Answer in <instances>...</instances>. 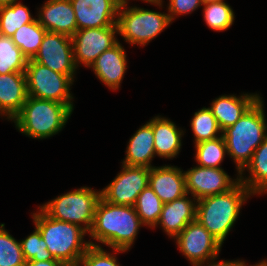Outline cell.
<instances>
[{
	"label": "cell",
	"instance_id": "13",
	"mask_svg": "<svg viewBox=\"0 0 267 266\" xmlns=\"http://www.w3.org/2000/svg\"><path fill=\"white\" fill-rule=\"evenodd\" d=\"M184 175L186 191L196 201L228 192L240 182L239 174L232 179L222 168L196 166L184 171Z\"/></svg>",
	"mask_w": 267,
	"mask_h": 266
},
{
	"label": "cell",
	"instance_id": "24",
	"mask_svg": "<svg viewBox=\"0 0 267 266\" xmlns=\"http://www.w3.org/2000/svg\"><path fill=\"white\" fill-rule=\"evenodd\" d=\"M46 32L47 30L35 19L22 25L11 38L22 53L28 59H32L38 52Z\"/></svg>",
	"mask_w": 267,
	"mask_h": 266
},
{
	"label": "cell",
	"instance_id": "7",
	"mask_svg": "<svg viewBox=\"0 0 267 266\" xmlns=\"http://www.w3.org/2000/svg\"><path fill=\"white\" fill-rule=\"evenodd\" d=\"M101 198V191L81 187L75 191L59 195L54 200L40 206L50 217L77 224L87 232L91 230L95 210ZM83 224V225H82Z\"/></svg>",
	"mask_w": 267,
	"mask_h": 266
},
{
	"label": "cell",
	"instance_id": "29",
	"mask_svg": "<svg viewBox=\"0 0 267 266\" xmlns=\"http://www.w3.org/2000/svg\"><path fill=\"white\" fill-rule=\"evenodd\" d=\"M190 123L195 138V144L222 136V130L209 108L203 107L195 112ZM220 132L221 135H219Z\"/></svg>",
	"mask_w": 267,
	"mask_h": 266
},
{
	"label": "cell",
	"instance_id": "30",
	"mask_svg": "<svg viewBox=\"0 0 267 266\" xmlns=\"http://www.w3.org/2000/svg\"><path fill=\"white\" fill-rule=\"evenodd\" d=\"M203 13L208 27L219 32L229 29L235 18L233 9L225 1L205 4Z\"/></svg>",
	"mask_w": 267,
	"mask_h": 266
},
{
	"label": "cell",
	"instance_id": "18",
	"mask_svg": "<svg viewBox=\"0 0 267 266\" xmlns=\"http://www.w3.org/2000/svg\"><path fill=\"white\" fill-rule=\"evenodd\" d=\"M28 97L25 72L0 74V114L12 120Z\"/></svg>",
	"mask_w": 267,
	"mask_h": 266
},
{
	"label": "cell",
	"instance_id": "38",
	"mask_svg": "<svg viewBox=\"0 0 267 266\" xmlns=\"http://www.w3.org/2000/svg\"><path fill=\"white\" fill-rule=\"evenodd\" d=\"M18 0H0V8L4 6L11 5L12 3L17 2Z\"/></svg>",
	"mask_w": 267,
	"mask_h": 266
},
{
	"label": "cell",
	"instance_id": "3",
	"mask_svg": "<svg viewBox=\"0 0 267 266\" xmlns=\"http://www.w3.org/2000/svg\"><path fill=\"white\" fill-rule=\"evenodd\" d=\"M32 216L53 258L66 266H78L90 246V242L83 239L88 232L77 224L50 217L40 206L39 212Z\"/></svg>",
	"mask_w": 267,
	"mask_h": 266
},
{
	"label": "cell",
	"instance_id": "1",
	"mask_svg": "<svg viewBox=\"0 0 267 266\" xmlns=\"http://www.w3.org/2000/svg\"><path fill=\"white\" fill-rule=\"evenodd\" d=\"M142 225L134 206L114 205L100 198L88 233L93 240L123 253L134 244Z\"/></svg>",
	"mask_w": 267,
	"mask_h": 266
},
{
	"label": "cell",
	"instance_id": "25",
	"mask_svg": "<svg viewBox=\"0 0 267 266\" xmlns=\"http://www.w3.org/2000/svg\"><path fill=\"white\" fill-rule=\"evenodd\" d=\"M33 18L27 6L20 2L0 8V35L12 37L22 25L31 23Z\"/></svg>",
	"mask_w": 267,
	"mask_h": 266
},
{
	"label": "cell",
	"instance_id": "16",
	"mask_svg": "<svg viewBox=\"0 0 267 266\" xmlns=\"http://www.w3.org/2000/svg\"><path fill=\"white\" fill-rule=\"evenodd\" d=\"M187 196L188 193L176 200L163 203L159 220L153 228L160 224L168 236L175 238L189 223L194 221L197 201Z\"/></svg>",
	"mask_w": 267,
	"mask_h": 266
},
{
	"label": "cell",
	"instance_id": "26",
	"mask_svg": "<svg viewBox=\"0 0 267 266\" xmlns=\"http://www.w3.org/2000/svg\"><path fill=\"white\" fill-rule=\"evenodd\" d=\"M162 206L163 202L148 185L138 195L134 208L141 222L153 228L159 220Z\"/></svg>",
	"mask_w": 267,
	"mask_h": 266
},
{
	"label": "cell",
	"instance_id": "5",
	"mask_svg": "<svg viewBox=\"0 0 267 266\" xmlns=\"http://www.w3.org/2000/svg\"><path fill=\"white\" fill-rule=\"evenodd\" d=\"M72 111L67 104L28 96L21 111L12 120L21 133L45 139L64 128Z\"/></svg>",
	"mask_w": 267,
	"mask_h": 266
},
{
	"label": "cell",
	"instance_id": "17",
	"mask_svg": "<svg viewBox=\"0 0 267 266\" xmlns=\"http://www.w3.org/2000/svg\"><path fill=\"white\" fill-rule=\"evenodd\" d=\"M148 185L163 203L187 194L184 172L175 166L165 165L150 168Z\"/></svg>",
	"mask_w": 267,
	"mask_h": 266
},
{
	"label": "cell",
	"instance_id": "15",
	"mask_svg": "<svg viewBox=\"0 0 267 266\" xmlns=\"http://www.w3.org/2000/svg\"><path fill=\"white\" fill-rule=\"evenodd\" d=\"M38 14L37 21L49 32L72 37L78 30L70 0H47Z\"/></svg>",
	"mask_w": 267,
	"mask_h": 266
},
{
	"label": "cell",
	"instance_id": "10",
	"mask_svg": "<svg viewBox=\"0 0 267 266\" xmlns=\"http://www.w3.org/2000/svg\"><path fill=\"white\" fill-rule=\"evenodd\" d=\"M116 33L117 25L77 30L71 37L76 66L84 64L90 68L103 52L119 42Z\"/></svg>",
	"mask_w": 267,
	"mask_h": 266
},
{
	"label": "cell",
	"instance_id": "21",
	"mask_svg": "<svg viewBox=\"0 0 267 266\" xmlns=\"http://www.w3.org/2000/svg\"><path fill=\"white\" fill-rule=\"evenodd\" d=\"M148 123L153 128L156 155L168 159L177 156L182 146L183 130L177 128L174 122L160 116L154 117Z\"/></svg>",
	"mask_w": 267,
	"mask_h": 266
},
{
	"label": "cell",
	"instance_id": "14",
	"mask_svg": "<svg viewBox=\"0 0 267 266\" xmlns=\"http://www.w3.org/2000/svg\"><path fill=\"white\" fill-rule=\"evenodd\" d=\"M77 29L103 28L117 25L119 0H70Z\"/></svg>",
	"mask_w": 267,
	"mask_h": 266
},
{
	"label": "cell",
	"instance_id": "8",
	"mask_svg": "<svg viewBox=\"0 0 267 266\" xmlns=\"http://www.w3.org/2000/svg\"><path fill=\"white\" fill-rule=\"evenodd\" d=\"M28 96L69 105L72 109L70 86L74 79L28 59L25 69Z\"/></svg>",
	"mask_w": 267,
	"mask_h": 266
},
{
	"label": "cell",
	"instance_id": "20",
	"mask_svg": "<svg viewBox=\"0 0 267 266\" xmlns=\"http://www.w3.org/2000/svg\"><path fill=\"white\" fill-rule=\"evenodd\" d=\"M260 98L259 94L222 95L208 107L223 131L232 126Z\"/></svg>",
	"mask_w": 267,
	"mask_h": 266
},
{
	"label": "cell",
	"instance_id": "4",
	"mask_svg": "<svg viewBox=\"0 0 267 266\" xmlns=\"http://www.w3.org/2000/svg\"><path fill=\"white\" fill-rule=\"evenodd\" d=\"M250 196L252 193L239 182L228 192L204 197L197 201L196 220L223 244Z\"/></svg>",
	"mask_w": 267,
	"mask_h": 266
},
{
	"label": "cell",
	"instance_id": "35",
	"mask_svg": "<svg viewBox=\"0 0 267 266\" xmlns=\"http://www.w3.org/2000/svg\"><path fill=\"white\" fill-rule=\"evenodd\" d=\"M216 258H212V259H209L208 261H206V266H236V263L239 261V260H233V261H218L216 262L215 261ZM210 263V264H209ZM193 266H205V261L204 262H200V263H194V264H191Z\"/></svg>",
	"mask_w": 267,
	"mask_h": 266
},
{
	"label": "cell",
	"instance_id": "37",
	"mask_svg": "<svg viewBox=\"0 0 267 266\" xmlns=\"http://www.w3.org/2000/svg\"><path fill=\"white\" fill-rule=\"evenodd\" d=\"M236 266H247V264L245 263V261L239 260L236 263ZM251 266H253V265H251ZM254 266H267V260H262L261 262L255 264Z\"/></svg>",
	"mask_w": 267,
	"mask_h": 266
},
{
	"label": "cell",
	"instance_id": "6",
	"mask_svg": "<svg viewBox=\"0 0 267 266\" xmlns=\"http://www.w3.org/2000/svg\"><path fill=\"white\" fill-rule=\"evenodd\" d=\"M128 1L121 2L118 8V34L126 42L146 45L157 37L171 20L169 14L139 7H127Z\"/></svg>",
	"mask_w": 267,
	"mask_h": 266
},
{
	"label": "cell",
	"instance_id": "19",
	"mask_svg": "<svg viewBox=\"0 0 267 266\" xmlns=\"http://www.w3.org/2000/svg\"><path fill=\"white\" fill-rule=\"evenodd\" d=\"M126 57L125 49L118 42L103 52L91 65V68L106 86L112 90H118L127 69Z\"/></svg>",
	"mask_w": 267,
	"mask_h": 266
},
{
	"label": "cell",
	"instance_id": "9",
	"mask_svg": "<svg viewBox=\"0 0 267 266\" xmlns=\"http://www.w3.org/2000/svg\"><path fill=\"white\" fill-rule=\"evenodd\" d=\"M150 168L122 164L118 175L101 190V198L114 205L134 206L138 195L148 186Z\"/></svg>",
	"mask_w": 267,
	"mask_h": 266
},
{
	"label": "cell",
	"instance_id": "23",
	"mask_svg": "<svg viewBox=\"0 0 267 266\" xmlns=\"http://www.w3.org/2000/svg\"><path fill=\"white\" fill-rule=\"evenodd\" d=\"M249 171V177L242 176L244 170ZM240 182L253 194L267 193V138L254 151L251 161L239 173Z\"/></svg>",
	"mask_w": 267,
	"mask_h": 266
},
{
	"label": "cell",
	"instance_id": "40",
	"mask_svg": "<svg viewBox=\"0 0 267 266\" xmlns=\"http://www.w3.org/2000/svg\"><path fill=\"white\" fill-rule=\"evenodd\" d=\"M203 5L208 4V3H213V2H220L224 0H201Z\"/></svg>",
	"mask_w": 267,
	"mask_h": 266
},
{
	"label": "cell",
	"instance_id": "2",
	"mask_svg": "<svg viewBox=\"0 0 267 266\" xmlns=\"http://www.w3.org/2000/svg\"><path fill=\"white\" fill-rule=\"evenodd\" d=\"M260 97L232 126L222 131L227 154L240 173L251 161L254 151L267 138V123Z\"/></svg>",
	"mask_w": 267,
	"mask_h": 266
},
{
	"label": "cell",
	"instance_id": "27",
	"mask_svg": "<svg viewBox=\"0 0 267 266\" xmlns=\"http://www.w3.org/2000/svg\"><path fill=\"white\" fill-rule=\"evenodd\" d=\"M28 58L12 41V38L0 35V74L25 72Z\"/></svg>",
	"mask_w": 267,
	"mask_h": 266
},
{
	"label": "cell",
	"instance_id": "36",
	"mask_svg": "<svg viewBox=\"0 0 267 266\" xmlns=\"http://www.w3.org/2000/svg\"><path fill=\"white\" fill-rule=\"evenodd\" d=\"M25 266H66L60 260L27 261Z\"/></svg>",
	"mask_w": 267,
	"mask_h": 266
},
{
	"label": "cell",
	"instance_id": "11",
	"mask_svg": "<svg viewBox=\"0 0 267 266\" xmlns=\"http://www.w3.org/2000/svg\"><path fill=\"white\" fill-rule=\"evenodd\" d=\"M32 60L74 79L77 66L70 36L47 31Z\"/></svg>",
	"mask_w": 267,
	"mask_h": 266
},
{
	"label": "cell",
	"instance_id": "12",
	"mask_svg": "<svg viewBox=\"0 0 267 266\" xmlns=\"http://www.w3.org/2000/svg\"><path fill=\"white\" fill-rule=\"evenodd\" d=\"M174 239L191 264L217 258L222 244L198 221L189 223Z\"/></svg>",
	"mask_w": 267,
	"mask_h": 266
},
{
	"label": "cell",
	"instance_id": "32",
	"mask_svg": "<svg viewBox=\"0 0 267 266\" xmlns=\"http://www.w3.org/2000/svg\"><path fill=\"white\" fill-rule=\"evenodd\" d=\"M22 253L25 261H47L54 259L47 249L45 240L42 238L39 229L35 226V231L20 241Z\"/></svg>",
	"mask_w": 267,
	"mask_h": 266
},
{
	"label": "cell",
	"instance_id": "22",
	"mask_svg": "<svg viewBox=\"0 0 267 266\" xmlns=\"http://www.w3.org/2000/svg\"><path fill=\"white\" fill-rule=\"evenodd\" d=\"M156 156L152 126L147 122L130 138L126 157L122 164L152 168L151 160Z\"/></svg>",
	"mask_w": 267,
	"mask_h": 266
},
{
	"label": "cell",
	"instance_id": "34",
	"mask_svg": "<svg viewBox=\"0 0 267 266\" xmlns=\"http://www.w3.org/2000/svg\"><path fill=\"white\" fill-rule=\"evenodd\" d=\"M203 5L201 0H169L168 14L171 22L175 15L189 14Z\"/></svg>",
	"mask_w": 267,
	"mask_h": 266
},
{
	"label": "cell",
	"instance_id": "39",
	"mask_svg": "<svg viewBox=\"0 0 267 266\" xmlns=\"http://www.w3.org/2000/svg\"><path fill=\"white\" fill-rule=\"evenodd\" d=\"M145 2H148V3H152L154 5H159V7L161 6L162 7V0H143Z\"/></svg>",
	"mask_w": 267,
	"mask_h": 266
},
{
	"label": "cell",
	"instance_id": "33",
	"mask_svg": "<svg viewBox=\"0 0 267 266\" xmlns=\"http://www.w3.org/2000/svg\"><path fill=\"white\" fill-rule=\"evenodd\" d=\"M89 242L90 246L80 258L78 266H120L116 255L106 252L97 243Z\"/></svg>",
	"mask_w": 267,
	"mask_h": 266
},
{
	"label": "cell",
	"instance_id": "28",
	"mask_svg": "<svg viewBox=\"0 0 267 266\" xmlns=\"http://www.w3.org/2000/svg\"><path fill=\"white\" fill-rule=\"evenodd\" d=\"M195 159L199 166L221 168L220 164L227 153L223 136L195 144Z\"/></svg>",
	"mask_w": 267,
	"mask_h": 266
},
{
	"label": "cell",
	"instance_id": "31",
	"mask_svg": "<svg viewBox=\"0 0 267 266\" xmlns=\"http://www.w3.org/2000/svg\"><path fill=\"white\" fill-rule=\"evenodd\" d=\"M0 224V266H25L20 241L18 242Z\"/></svg>",
	"mask_w": 267,
	"mask_h": 266
}]
</instances>
